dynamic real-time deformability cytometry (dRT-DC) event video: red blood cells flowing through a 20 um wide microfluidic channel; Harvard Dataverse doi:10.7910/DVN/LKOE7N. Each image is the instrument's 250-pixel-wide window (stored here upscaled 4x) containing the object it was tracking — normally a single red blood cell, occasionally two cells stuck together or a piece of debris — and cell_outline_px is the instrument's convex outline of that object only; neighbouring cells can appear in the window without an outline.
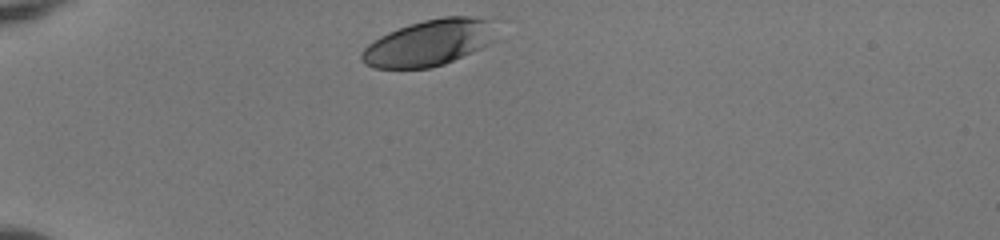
{"species": "human", "species_latin": "Homo sapiens", "temperature_condition": "room temperature", "stored_images_in_passage": 32, "camera_frame_rate_fps": 3000, "um_per_image_px": 0.085, "donor": {"sex": "female"}, "frame": {"image": 1, "passage_image": 1, "time_ms": 0.0, "image_size_px": [1000, 240], "cell_outline_px": [[488, 44], [480, 48], [444, 64], [428, 68], [376, 68], [364, 64], [360, 60], [360, 52], [372, 40], [388, 32], [424, 20], [444, 16], [472, 16], [488, 20]], "centroid_in_image_um": [36.29, 3.66], "position_along_channel_um": 48.7, "area_um2": 35.08}}
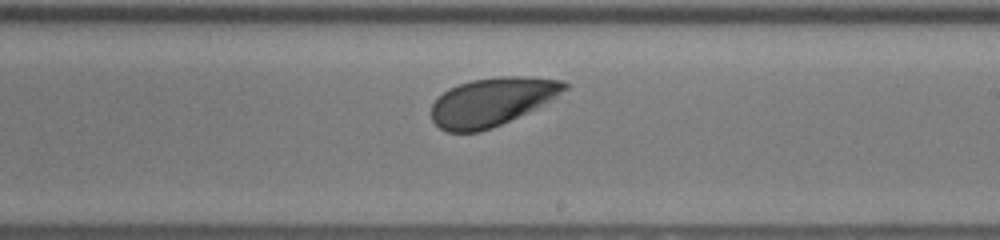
{"frame": {"image": 2, "passage_image": 19, "time_ms": 6.0, "image_size_px": [1000, 240], "cell_outline_px": [[568, 88], [556, 96], [492, 128], [480, 132], [444, 132], [432, 120], [432, 104], [448, 88], [472, 80], [496, 76], [532, 76], [564, 80], [568, 84]], "centroid_in_image_um": [41.78, 8.63], "position_along_channel_um": 247.2, "area_um2": 36.93}}
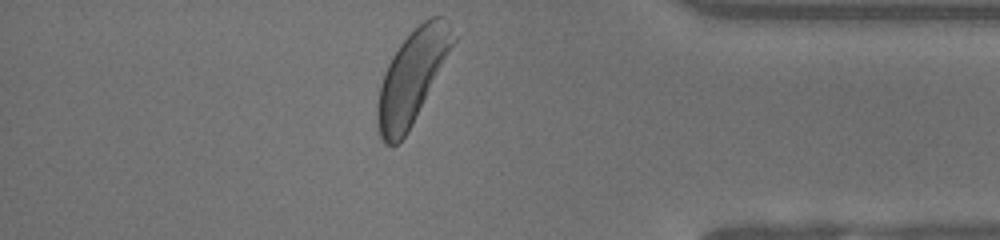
{"frame": {"image": 3, "passage_image": 32, "time_ms": 10.333, "image_size_px": [1000, 240], "cell_outline_px": [[460, 36], [408, 132], [392, 148], [384, 144], [380, 136], [376, 124], [376, 104], [380, 84], [384, 72], [392, 56], [400, 44], [424, 20], [432, 16], [444, 16]], "centroid_in_image_um": [35.06, 6.53], "position_along_channel_um": 400.1, "area_um2": 41.44}, "authors_computed_cell_mechanics": {"area_um2": 39.3329, "velocity_mm_per_s": 3.948, "shape_relaxation_time_tau1_ms": 1.7223, "shape_relaxation_time_tau2_ms": null, "deformation_change_tau1": 0.1125, "deformation_change_tau2": null}}